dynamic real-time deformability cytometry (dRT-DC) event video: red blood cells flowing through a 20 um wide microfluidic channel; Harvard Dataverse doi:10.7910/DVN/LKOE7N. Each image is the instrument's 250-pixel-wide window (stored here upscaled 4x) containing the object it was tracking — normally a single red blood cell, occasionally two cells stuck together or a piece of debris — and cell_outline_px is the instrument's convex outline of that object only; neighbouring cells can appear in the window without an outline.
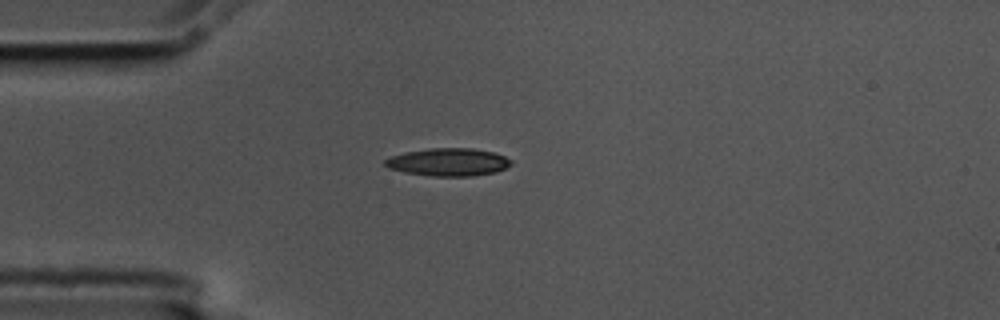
{"species": "common noctule bat (a hibernating species)", "species_latin": "Nyctalus noctula", "temperature_condition": "cold", "stored_images_in_passage": 1, "camera_frame_rate_fps": 3000, "um_per_image_px": 0.085, "animal": {"sex": "male", "body_mass_g": 17.5, "forearm_length_mm": 52.3}, "frame": {"image": 1, "passage_image": 1, "time_ms": 0.0, "image_size_px": [1000, 320], "cell_outline_px": [[512, 164], [496, 172], [472, 176], [432, 176], [404, 172], [388, 168], [384, 164], [384, 160], [392, 156], [404, 152], [428, 148], [472, 148], [496, 152], [512, 160]], "centroid_in_image_um": [38.12, 13.77], "position_along_channel_um": 46.9, "area_um2": 20.52}}